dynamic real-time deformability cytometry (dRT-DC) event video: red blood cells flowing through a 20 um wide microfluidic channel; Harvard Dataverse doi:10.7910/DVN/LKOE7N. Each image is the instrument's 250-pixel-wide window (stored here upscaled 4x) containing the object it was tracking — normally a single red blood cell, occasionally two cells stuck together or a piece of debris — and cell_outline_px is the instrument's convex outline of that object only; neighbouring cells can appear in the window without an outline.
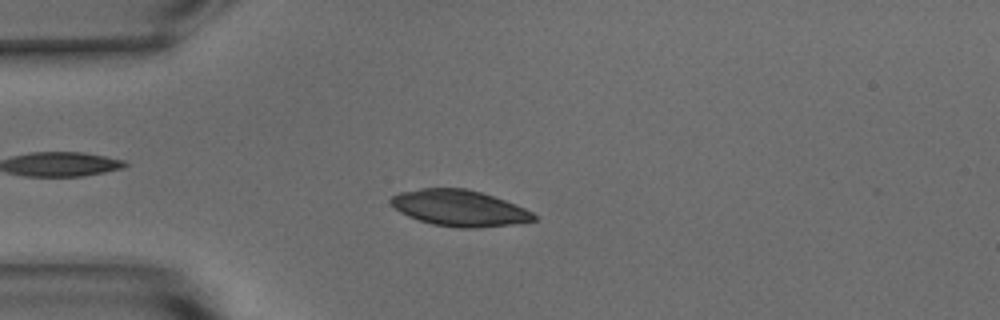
{"species": "common noctule bat (a hibernating species)", "species_latin": "Nyctalus noctula", "temperature_condition": "warm", "stored_images_in_passage": 54, "camera_frame_rate_fps": 3000, "um_per_image_px": 0.085, "animal": {"sex": "male", "body_mass_g": 15.6}, "frame": {"image": 1, "passage_image": 15, "time_ms": 4.667, "image_size_px": [1000, 320], "cell_outline_px": [[536, 220], [512, 224], [476, 228], [460, 228], [432, 224], [408, 216], [400, 212], [388, 200], [392, 196], [400, 192], [420, 188], [464, 188], [480, 192], [504, 200], [524, 208], [532, 212], [536, 216]], "centroid_in_image_um": [39.02, 17.69], "position_along_channel_um": 46.0, "area_um2": 29.82}}
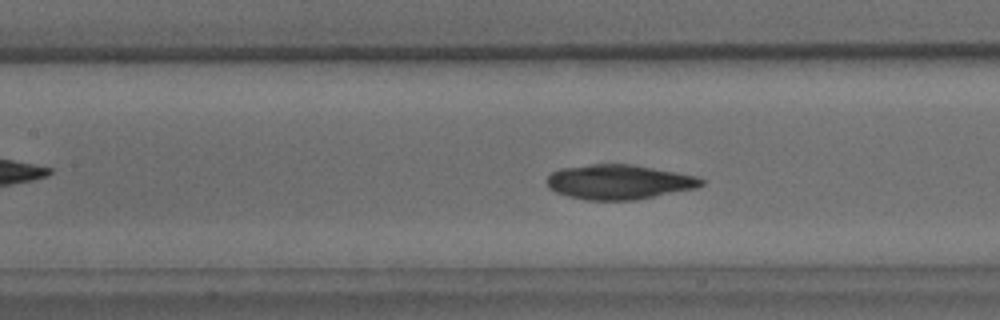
{"frame": {"image": 2, "passage_image": 25, "time_ms": 8.0, "image_size_px": [1000, 320], "cell_outline_px": [[704, 184], [696, 188], [636, 200], [584, 200], [568, 196], [556, 192], [548, 188], [548, 176], [552, 172], [560, 168], [592, 164], [632, 164], [676, 172], [696, 176], [704, 180]], "centroid_in_image_um": [52.61, 15.47], "position_along_channel_um": 154.8, "area_um2": 31.21}}
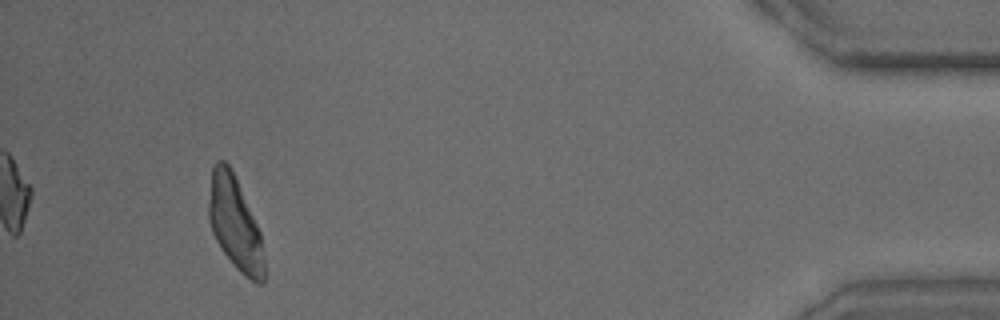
{"frame": {"image": 3, "passage_image": 51, "time_ms": 16.667, "image_size_px": [1000, 320], "cell_outline_px": [[264, 284], [256, 284], [244, 276], [236, 268], [224, 252], [216, 240], [212, 232], [208, 220], [208, 204], [212, 168], [216, 160], [224, 160], [232, 168], [260, 232], [264, 256]], "centroid_in_image_um": [19.97, 19.0], "position_along_channel_um": 415.2, "area_um2": 30.17}}